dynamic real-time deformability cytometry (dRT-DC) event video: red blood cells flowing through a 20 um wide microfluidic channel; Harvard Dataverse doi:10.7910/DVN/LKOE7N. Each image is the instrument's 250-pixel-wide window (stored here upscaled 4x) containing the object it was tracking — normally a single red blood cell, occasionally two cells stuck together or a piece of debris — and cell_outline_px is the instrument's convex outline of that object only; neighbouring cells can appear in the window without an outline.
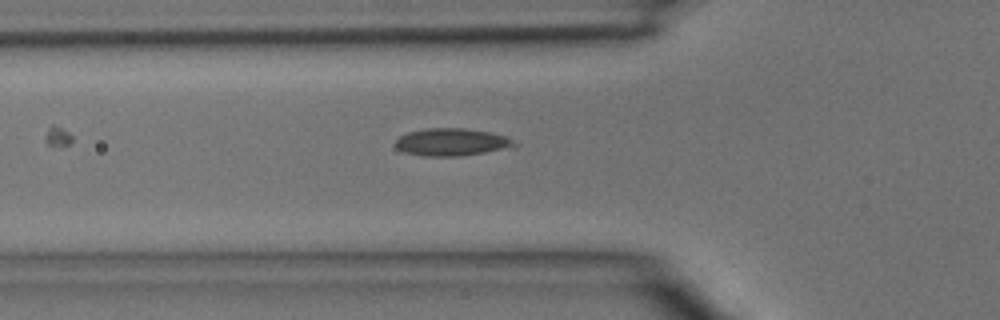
{"species": "common noctule bat (a hibernating species)", "species_latin": "Nyctalus noctula", "temperature_condition": "room temperature", "stored_images_in_passage": 4, "camera_frame_rate_fps": 3000, "um_per_image_px": 0.085, "animal": {"sex": "male", "body_mass_g": 15.6}, "frame": {"image": 1, "passage_image": 4, "time_ms": 1.0, "image_size_px": [1000, 320], "cell_outline_px": [[520, 144], [516, 148], [460, 156], [424, 156], [404, 152], [396, 148], [396, 140], [400, 136], [408, 132], [428, 128], [468, 128], [492, 132], [508, 136]], "centroid_in_image_um": [38.51, 12.08], "position_along_channel_um": 87.3, "area_um2": 19.54}}